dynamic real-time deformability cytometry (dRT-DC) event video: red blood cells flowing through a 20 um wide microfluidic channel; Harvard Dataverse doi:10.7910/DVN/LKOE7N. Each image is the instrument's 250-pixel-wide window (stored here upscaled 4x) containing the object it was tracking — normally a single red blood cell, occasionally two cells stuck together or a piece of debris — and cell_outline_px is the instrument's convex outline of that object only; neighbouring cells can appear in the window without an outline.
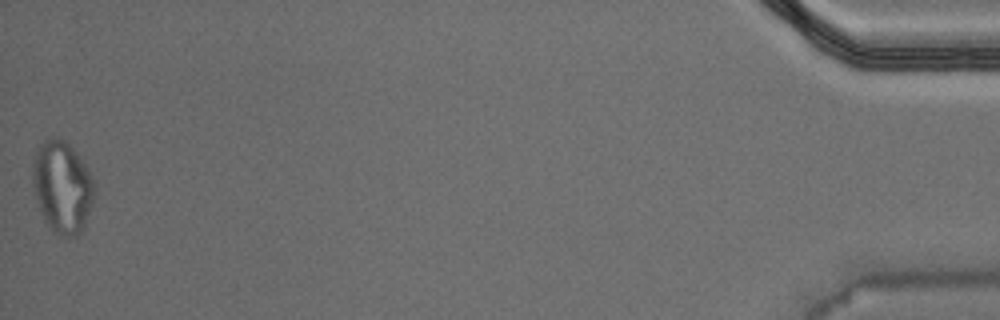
{"species": "Egyptian fruit bat (a non-hibernating species)", "species_latin": "Rousettus aegyptiacus", "temperature_condition": "warm", "stored_images_in_passage": 49, "camera_frame_rate_fps": 3000, "um_per_image_px": 0.085, "animal": {"sex": "male"}, "frame": {"image": 1, "passage_image": 49, "time_ms": 16.0, "image_size_px": [1000, 320], "cell_outline_px": [[96, 196], [84, 228], [76, 236], [56, 236], [52, 232], [44, 220], [32, 184], [32, 164], [36, 152], [40, 144], [44, 140], [64, 140], [72, 144], [96, 180]], "centroid_in_image_um": [5.35, 15.92], "position_along_channel_um": 429.9, "area_um2": 33.76}, "authors_computed_cell_mechanics": {"area_um2": 18.6694, "velocity_mm_per_s": 3.7448, "shape_relaxation_time_tau1_ms": null, "shape_relaxation_time_tau2_ms": 2.5428, "deformation_change_tau1": null, "deformation_change_tau2": 0.0977}}